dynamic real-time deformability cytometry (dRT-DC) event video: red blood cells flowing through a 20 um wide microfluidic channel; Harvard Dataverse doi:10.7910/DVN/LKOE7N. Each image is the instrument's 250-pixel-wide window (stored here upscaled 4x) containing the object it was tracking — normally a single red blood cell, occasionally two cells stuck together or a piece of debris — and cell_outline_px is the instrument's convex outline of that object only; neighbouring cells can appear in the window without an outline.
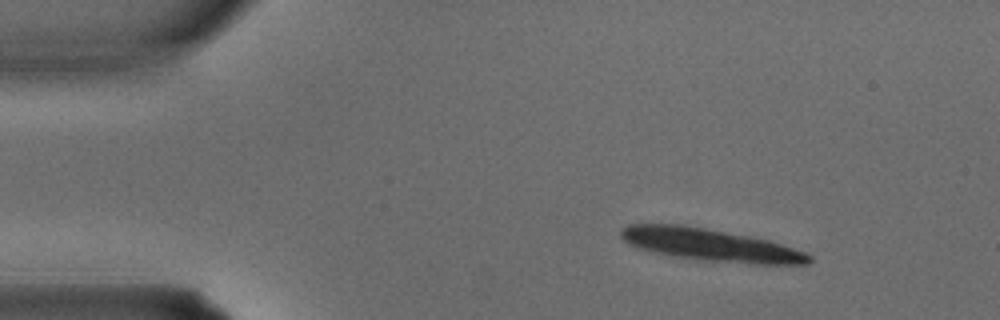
{"species": "common noctule bat (a hibernating species)", "species_latin": "Nyctalus noctula", "temperature_condition": "warm", "stored_images_in_passage": 2, "camera_frame_rate_fps": 3000, "um_per_image_px": 0.085, "animal": {"sex": "male", "body_mass_g": 15.6}, "frame": {"image": 1, "passage_image": 1, "time_ms": 0.0, "image_size_px": [1000, 320], "cell_outline_px": [[812, 260], [808, 264], [756, 264], [704, 260], [676, 256], [636, 248], [628, 244], [620, 236], [620, 232], [628, 224], [680, 224], [704, 228], [748, 236], [768, 240], [804, 252], [812, 256]], "centroid_in_image_um": [60.36, 20.81], "position_along_channel_um": 24.6, "area_um2": 34.97}}